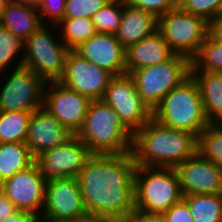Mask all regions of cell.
I'll list each match as a JSON object with an SVG mask.
<instances>
[{"label": "cell", "instance_id": "6da1fadb", "mask_svg": "<svg viewBox=\"0 0 222 222\" xmlns=\"http://www.w3.org/2000/svg\"><path fill=\"white\" fill-rule=\"evenodd\" d=\"M135 168L132 152L87 160L77 178L92 222H123L133 211Z\"/></svg>", "mask_w": 222, "mask_h": 222}, {"label": "cell", "instance_id": "7a4b0ae2", "mask_svg": "<svg viewBox=\"0 0 222 222\" xmlns=\"http://www.w3.org/2000/svg\"><path fill=\"white\" fill-rule=\"evenodd\" d=\"M197 152V137L160 124L153 117L133 135L136 166L172 167Z\"/></svg>", "mask_w": 222, "mask_h": 222}, {"label": "cell", "instance_id": "3957f363", "mask_svg": "<svg viewBox=\"0 0 222 222\" xmlns=\"http://www.w3.org/2000/svg\"><path fill=\"white\" fill-rule=\"evenodd\" d=\"M76 136L92 154H124L132 152L133 135L121 123L110 105L92 100L82 128Z\"/></svg>", "mask_w": 222, "mask_h": 222}, {"label": "cell", "instance_id": "277c9868", "mask_svg": "<svg viewBox=\"0 0 222 222\" xmlns=\"http://www.w3.org/2000/svg\"><path fill=\"white\" fill-rule=\"evenodd\" d=\"M152 117L164 126L196 137L209 125L198 84L191 75L161 100Z\"/></svg>", "mask_w": 222, "mask_h": 222}, {"label": "cell", "instance_id": "5b68a950", "mask_svg": "<svg viewBox=\"0 0 222 222\" xmlns=\"http://www.w3.org/2000/svg\"><path fill=\"white\" fill-rule=\"evenodd\" d=\"M183 198L179 177L172 167L136 166L134 208L150 214H164Z\"/></svg>", "mask_w": 222, "mask_h": 222}, {"label": "cell", "instance_id": "8992f818", "mask_svg": "<svg viewBox=\"0 0 222 222\" xmlns=\"http://www.w3.org/2000/svg\"><path fill=\"white\" fill-rule=\"evenodd\" d=\"M49 26L52 27L47 23L40 26L24 41L23 46L22 66L40 76L46 83L58 82L62 78L66 56L70 51L61 37L60 40L55 38Z\"/></svg>", "mask_w": 222, "mask_h": 222}, {"label": "cell", "instance_id": "52a82bcc", "mask_svg": "<svg viewBox=\"0 0 222 222\" xmlns=\"http://www.w3.org/2000/svg\"><path fill=\"white\" fill-rule=\"evenodd\" d=\"M191 61L174 54L157 65L133 71L132 76L141 99L153 111L161 100L190 76Z\"/></svg>", "mask_w": 222, "mask_h": 222}, {"label": "cell", "instance_id": "ba28073f", "mask_svg": "<svg viewBox=\"0 0 222 222\" xmlns=\"http://www.w3.org/2000/svg\"><path fill=\"white\" fill-rule=\"evenodd\" d=\"M157 29L174 54L190 61L209 35V23L204 18L186 12L179 6L158 17Z\"/></svg>", "mask_w": 222, "mask_h": 222}, {"label": "cell", "instance_id": "9c48e42d", "mask_svg": "<svg viewBox=\"0 0 222 222\" xmlns=\"http://www.w3.org/2000/svg\"><path fill=\"white\" fill-rule=\"evenodd\" d=\"M102 100L112 107L132 135L152 118V110L141 99L130 74L113 76Z\"/></svg>", "mask_w": 222, "mask_h": 222}, {"label": "cell", "instance_id": "30bf717a", "mask_svg": "<svg viewBox=\"0 0 222 222\" xmlns=\"http://www.w3.org/2000/svg\"><path fill=\"white\" fill-rule=\"evenodd\" d=\"M0 77V111H35L43 106V91L45 81L30 69L25 67L13 68L11 74L6 72ZM7 74V78L4 77ZM9 74V75H8Z\"/></svg>", "mask_w": 222, "mask_h": 222}, {"label": "cell", "instance_id": "8fae6325", "mask_svg": "<svg viewBox=\"0 0 222 222\" xmlns=\"http://www.w3.org/2000/svg\"><path fill=\"white\" fill-rule=\"evenodd\" d=\"M40 220L91 221L83 202L78 178L46 182Z\"/></svg>", "mask_w": 222, "mask_h": 222}, {"label": "cell", "instance_id": "7c38bea8", "mask_svg": "<svg viewBox=\"0 0 222 222\" xmlns=\"http://www.w3.org/2000/svg\"><path fill=\"white\" fill-rule=\"evenodd\" d=\"M92 153L74 135L65 144L56 145L35 158L42 176L47 180L77 178Z\"/></svg>", "mask_w": 222, "mask_h": 222}, {"label": "cell", "instance_id": "4fadbf2b", "mask_svg": "<svg viewBox=\"0 0 222 222\" xmlns=\"http://www.w3.org/2000/svg\"><path fill=\"white\" fill-rule=\"evenodd\" d=\"M91 101L59 81L45 83L43 107L74 135L82 128Z\"/></svg>", "mask_w": 222, "mask_h": 222}, {"label": "cell", "instance_id": "5bb4252c", "mask_svg": "<svg viewBox=\"0 0 222 222\" xmlns=\"http://www.w3.org/2000/svg\"><path fill=\"white\" fill-rule=\"evenodd\" d=\"M112 77L107 71L70 50L59 82L91 100H101Z\"/></svg>", "mask_w": 222, "mask_h": 222}, {"label": "cell", "instance_id": "9a60e30c", "mask_svg": "<svg viewBox=\"0 0 222 222\" xmlns=\"http://www.w3.org/2000/svg\"><path fill=\"white\" fill-rule=\"evenodd\" d=\"M47 180L34 162L29 168L13 175L0 184V190L18 209L28 210L41 216L45 201Z\"/></svg>", "mask_w": 222, "mask_h": 222}, {"label": "cell", "instance_id": "2e32d148", "mask_svg": "<svg viewBox=\"0 0 222 222\" xmlns=\"http://www.w3.org/2000/svg\"><path fill=\"white\" fill-rule=\"evenodd\" d=\"M182 195L222 193V168L198 152L175 167Z\"/></svg>", "mask_w": 222, "mask_h": 222}, {"label": "cell", "instance_id": "e0dca14e", "mask_svg": "<svg viewBox=\"0 0 222 222\" xmlns=\"http://www.w3.org/2000/svg\"><path fill=\"white\" fill-rule=\"evenodd\" d=\"M74 51L112 76L126 73V49L119 43L116 35L96 32Z\"/></svg>", "mask_w": 222, "mask_h": 222}, {"label": "cell", "instance_id": "ac0fdd59", "mask_svg": "<svg viewBox=\"0 0 222 222\" xmlns=\"http://www.w3.org/2000/svg\"><path fill=\"white\" fill-rule=\"evenodd\" d=\"M73 136L42 106L32 111L25 144L36 158L56 145L65 144Z\"/></svg>", "mask_w": 222, "mask_h": 222}, {"label": "cell", "instance_id": "d6986e66", "mask_svg": "<svg viewBox=\"0 0 222 222\" xmlns=\"http://www.w3.org/2000/svg\"><path fill=\"white\" fill-rule=\"evenodd\" d=\"M174 53L162 33L156 29L153 33L128 47L125 54L126 73L169 60Z\"/></svg>", "mask_w": 222, "mask_h": 222}, {"label": "cell", "instance_id": "ffe728a7", "mask_svg": "<svg viewBox=\"0 0 222 222\" xmlns=\"http://www.w3.org/2000/svg\"><path fill=\"white\" fill-rule=\"evenodd\" d=\"M158 18L151 12L123 2L121 23L116 33L119 43L127 49L157 29Z\"/></svg>", "mask_w": 222, "mask_h": 222}, {"label": "cell", "instance_id": "44dd1931", "mask_svg": "<svg viewBox=\"0 0 222 222\" xmlns=\"http://www.w3.org/2000/svg\"><path fill=\"white\" fill-rule=\"evenodd\" d=\"M0 25L25 41L43 24L33 1L11 0L2 12Z\"/></svg>", "mask_w": 222, "mask_h": 222}, {"label": "cell", "instance_id": "7402d4cb", "mask_svg": "<svg viewBox=\"0 0 222 222\" xmlns=\"http://www.w3.org/2000/svg\"><path fill=\"white\" fill-rule=\"evenodd\" d=\"M198 84L209 124H222V73L190 72Z\"/></svg>", "mask_w": 222, "mask_h": 222}, {"label": "cell", "instance_id": "603a6c76", "mask_svg": "<svg viewBox=\"0 0 222 222\" xmlns=\"http://www.w3.org/2000/svg\"><path fill=\"white\" fill-rule=\"evenodd\" d=\"M34 162L25 143H0V184Z\"/></svg>", "mask_w": 222, "mask_h": 222}, {"label": "cell", "instance_id": "cb8c5ba5", "mask_svg": "<svg viewBox=\"0 0 222 222\" xmlns=\"http://www.w3.org/2000/svg\"><path fill=\"white\" fill-rule=\"evenodd\" d=\"M194 222H222V193L184 195Z\"/></svg>", "mask_w": 222, "mask_h": 222}, {"label": "cell", "instance_id": "d4e9b609", "mask_svg": "<svg viewBox=\"0 0 222 222\" xmlns=\"http://www.w3.org/2000/svg\"><path fill=\"white\" fill-rule=\"evenodd\" d=\"M32 111H0V143H25Z\"/></svg>", "mask_w": 222, "mask_h": 222}, {"label": "cell", "instance_id": "484cf974", "mask_svg": "<svg viewBox=\"0 0 222 222\" xmlns=\"http://www.w3.org/2000/svg\"><path fill=\"white\" fill-rule=\"evenodd\" d=\"M56 27L61 29L58 30L62 32L61 40L69 50H74L97 32L92 18L86 17L63 18Z\"/></svg>", "mask_w": 222, "mask_h": 222}, {"label": "cell", "instance_id": "4316f807", "mask_svg": "<svg viewBox=\"0 0 222 222\" xmlns=\"http://www.w3.org/2000/svg\"><path fill=\"white\" fill-rule=\"evenodd\" d=\"M190 72L222 73V43L208 35L196 56L191 60Z\"/></svg>", "mask_w": 222, "mask_h": 222}, {"label": "cell", "instance_id": "83f0119b", "mask_svg": "<svg viewBox=\"0 0 222 222\" xmlns=\"http://www.w3.org/2000/svg\"><path fill=\"white\" fill-rule=\"evenodd\" d=\"M197 152L222 168V124H209L198 135Z\"/></svg>", "mask_w": 222, "mask_h": 222}, {"label": "cell", "instance_id": "f1b7e54d", "mask_svg": "<svg viewBox=\"0 0 222 222\" xmlns=\"http://www.w3.org/2000/svg\"><path fill=\"white\" fill-rule=\"evenodd\" d=\"M23 46L24 41L22 39L0 25V73L7 71L8 67L10 68L14 64H17L16 66L14 65L15 68L22 67L24 57V53H22L24 52ZM19 54L21 56H17ZM17 58L19 61H17Z\"/></svg>", "mask_w": 222, "mask_h": 222}, {"label": "cell", "instance_id": "f546056e", "mask_svg": "<svg viewBox=\"0 0 222 222\" xmlns=\"http://www.w3.org/2000/svg\"><path fill=\"white\" fill-rule=\"evenodd\" d=\"M125 0H110L92 17L97 32L116 35L119 30L123 2Z\"/></svg>", "mask_w": 222, "mask_h": 222}, {"label": "cell", "instance_id": "4dcf8cb0", "mask_svg": "<svg viewBox=\"0 0 222 222\" xmlns=\"http://www.w3.org/2000/svg\"><path fill=\"white\" fill-rule=\"evenodd\" d=\"M178 6L208 23L222 13V0H178Z\"/></svg>", "mask_w": 222, "mask_h": 222}, {"label": "cell", "instance_id": "1f68e13d", "mask_svg": "<svg viewBox=\"0 0 222 222\" xmlns=\"http://www.w3.org/2000/svg\"><path fill=\"white\" fill-rule=\"evenodd\" d=\"M110 0H66L64 18H92Z\"/></svg>", "mask_w": 222, "mask_h": 222}, {"label": "cell", "instance_id": "d6a6232c", "mask_svg": "<svg viewBox=\"0 0 222 222\" xmlns=\"http://www.w3.org/2000/svg\"><path fill=\"white\" fill-rule=\"evenodd\" d=\"M34 3L42 24L47 21L48 25L55 26L64 18L66 0H35Z\"/></svg>", "mask_w": 222, "mask_h": 222}, {"label": "cell", "instance_id": "836d02e7", "mask_svg": "<svg viewBox=\"0 0 222 222\" xmlns=\"http://www.w3.org/2000/svg\"><path fill=\"white\" fill-rule=\"evenodd\" d=\"M133 7L153 13L157 18L178 6V0H125Z\"/></svg>", "mask_w": 222, "mask_h": 222}, {"label": "cell", "instance_id": "e575fe53", "mask_svg": "<svg viewBox=\"0 0 222 222\" xmlns=\"http://www.w3.org/2000/svg\"><path fill=\"white\" fill-rule=\"evenodd\" d=\"M165 222H194L187 202L182 198L164 214Z\"/></svg>", "mask_w": 222, "mask_h": 222}, {"label": "cell", "instance_id": "d590c367", "mask_svg": "<svg viewBox=\"0 0 222 222\" xmlns=\"http://www.w3.org/2000/svg\"><path fill=\"white\" fill-rule=\"evenodd\" d=\"M123 222H165L163 214H150L133 209Z\"/></svg>", "mask_w": 222, "mask_h": 222}, {"label": "cell", "instance_id": "8d00e7d4", "mask_svg": "<svg viewBox=\"0 0 222 222\" xmlns=\"http://www.w3.org/2000/svg\"><path fill=\"white\" fill-rule=\"evenodd\" d=\"M40 216L34 212L17 209L13 214L1 220L0 222H38Z\"/></svg>", "mask_w": 222, "mask_h": 222}, {"label": "cell", "instance_id": "74e56055", "mask_svg": "<svg viewBox=\"0 0 222 222\" xmlns=\"http://www.w3.org/2000/svg\"><path fill=\"white\" fill-rule=\"evenodd\" d=\"M18 208L0 190V221L13 214Z\"/></svg>", "mask_w": 222, "mask_h": 222}, {"label": "cell", "instance_id": "f35d334b", "mask_svg": "<svg viewBox=\"0 0 222 222\" xmlns=\"http://www.w3.org/2000/svg\"><path fill=\"white\" fill-rule=\"evenodd\" d=\"M209 35L217 42L222 43V13L209 23Z\"/></svg>", "mask_w": 222, "mask_h": 222}, {"label": "cell", "instance_id": "ab89813d", "mask_svg": "<svg viewBox=\"0 0 222 222\" xmlns=\"http://www.w3.org/2000/svg\"><path fill=\"white\" fill-rule=\"evenodd\" d=\"M11 0H0V18L2 15V12L4 10V8L6 7V5L10 2Z\"/></svg>", "mask_w": 222, "mask_h": 222}, {"label": "cell", "instance_id": "60d3db41", "mask_svg": "<svg viewBox=\"0 0 222 222\" xmlns=\"http://www.w3.org/2000/svg\"><path fill=\"white\" fill-rule=\"evenodd\" d=\"M43 222H92V221H55V220H42Z\"/></svg>", "mask_w": 222, "mask_h": 222}]
</instances>
